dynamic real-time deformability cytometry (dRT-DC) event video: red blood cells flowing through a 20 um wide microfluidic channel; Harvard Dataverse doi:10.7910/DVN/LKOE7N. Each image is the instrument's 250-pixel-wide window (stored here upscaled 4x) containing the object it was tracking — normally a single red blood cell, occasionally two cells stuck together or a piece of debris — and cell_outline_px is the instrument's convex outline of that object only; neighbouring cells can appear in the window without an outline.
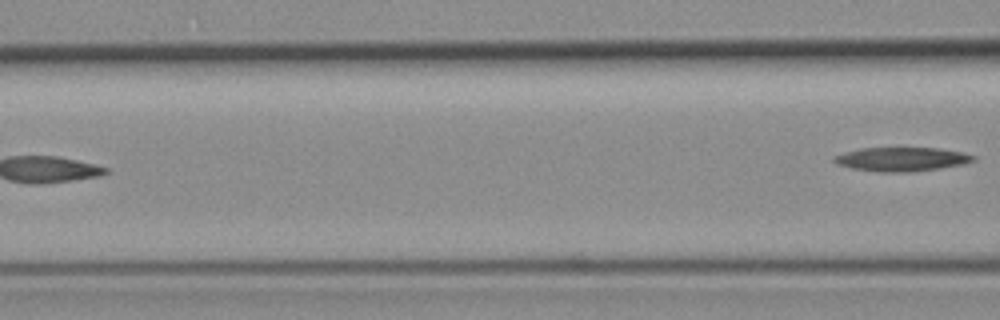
{"species": "common noctule bat (a hibernating species)", "species_latin": "Nyctalus noctula", "temperature_condition": "room temperature", "stored_images_in_passage": 4, "segment_of_instrument_passage": [2, 2], "camera_frame_rate_fps": 3000, "um_per_image_px": 0.085, "animal": {"sex": "female", "body_mass_g": 19.3, "forearm_length_mm": 54.1}, "frame": {"image": 1, "passage_image": 4, "time_ms": 3.667, "image_size_px": [1000, 320], "cell_outline_px": [[976, 160], [964, 164], [940, 168], [904, 172], [880, 172], [852, 168], [836, 164], [832, 160], [832, 156], [844, 152], [860, 148], [940, 148], [964, 152], [976, 156]], "centroid_in_image_um": [76.64, 13.52], "position_along_channel_um": 90.0, "area_um2": 19.54}}